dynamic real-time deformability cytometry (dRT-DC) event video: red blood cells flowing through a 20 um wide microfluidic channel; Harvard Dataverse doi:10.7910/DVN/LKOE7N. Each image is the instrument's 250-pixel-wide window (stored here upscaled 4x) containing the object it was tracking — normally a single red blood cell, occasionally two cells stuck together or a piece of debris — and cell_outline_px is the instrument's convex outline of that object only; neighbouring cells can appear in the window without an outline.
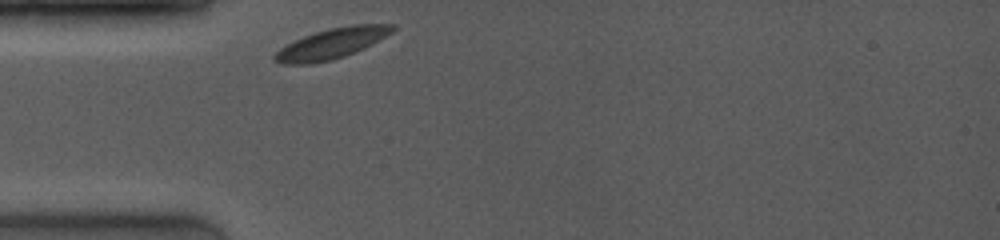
{"species": "common noctule bat (a hibernating species)", "species_latin": "Nyctalus noctula", "temperature_condition": "room temperature", "stored_images_in_passage": 48, "camera_frame_rate_fps": 4000, "um_per_image_px": 0.085, "animal": {"sex": "female", "body_mass_g": 19.0, "forearm_length_mm": 53.3}, "frame": {"image": 1, "passage_image": 1, "time_ms": 0.0, "image_size_px": [1000, 240], "cell_outline_px": [[396, 28], [392, 32], [372, 44], [364, 48], [344, 56], [332, 60], [312, 64], [280, 64], [272, 60], [272, 56], [280, 48], [304, 36], [328, 28], [352, 24], [396, 24]], "centroid_in_image_um": [28.18, 3.7], "position_along_channel_um": 56.8, "area_um2": 20.92}}
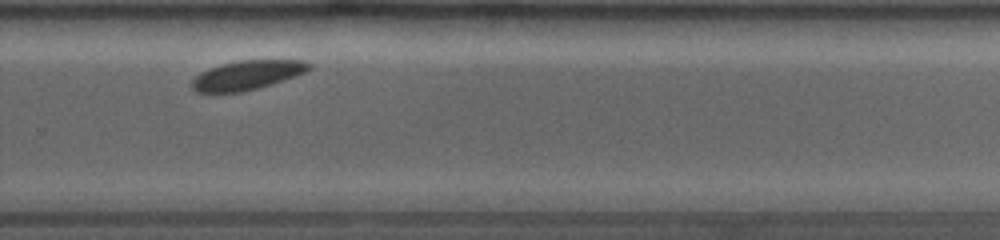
{"frame": {"image": 2, "passage_image": 33, "time_ms": 6.75, "image_size_px": [1000, 240], "cell_outline_px": [[312, 68], [296, 76], [256, 88], [240, 92], [196, 92], [192, 88], [192, 80], [200, 72], [208, 68], [220, 64], [240, 60], [304, 60], [312, 64]], "centroid_in_image_um": [21.0, 6.37], "position_along_channel_um": 308.8, "area_um2": 19.83}}
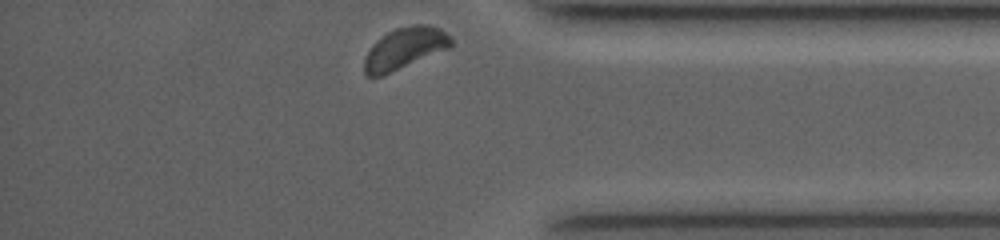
{"frame": {"image": 3, "passage_image": 47, "time_ms": 9.25, "image_size_px": [1000, 240], "cell_outline_px": [[452, 44], [448, 48], [380, 76], [364, 76], [364, 60], [372, 44], [376, 40], [388, 32], [396, 28], [412, 24], [428, 24], [440, 28], [452, 36]], "centroid_in_image_um": [34.39, 4.07], "position_along_channel_um": 400.8, "area_um2": 20.69}, "authors_computed_cell_mechanics": {"area_um2": 20.5479, "velocity_mm_per_s": 3.8193, "shape_relaxation_time_tau1_ms": 2.004, "shape_relaxation_time_tau2_ms": null, "deformation_change_tau1": 0.0719, "deformation_change_tau2": null}}